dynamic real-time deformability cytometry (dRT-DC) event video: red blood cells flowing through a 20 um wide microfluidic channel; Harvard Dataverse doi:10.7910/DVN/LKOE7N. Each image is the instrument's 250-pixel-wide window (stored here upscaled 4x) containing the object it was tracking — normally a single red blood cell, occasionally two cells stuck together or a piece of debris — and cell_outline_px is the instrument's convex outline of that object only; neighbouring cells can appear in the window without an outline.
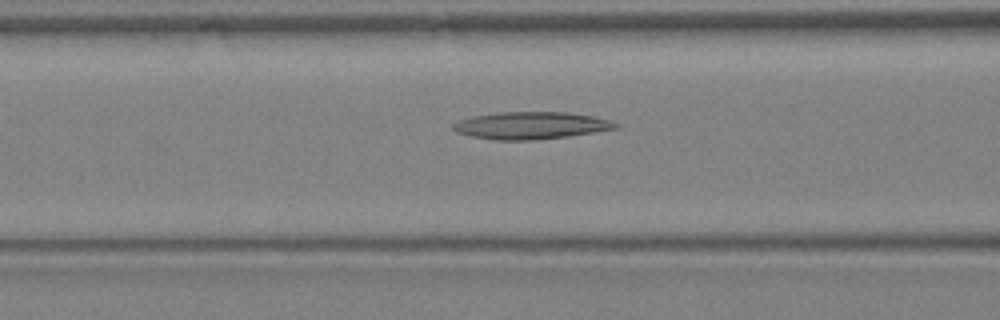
{"species": "Egyptian fruit bat (a non-hibernating species)", "species_latin": "Rousettus aegyptiacus", "temperature_condition": "warm", "stored_images_in_passage": 30, "camera_frame_rate_fps": 3000, "um_per_image_px": 0.085, "animal": {"sex": "female"}, "frame": {"image": 1, "passage_image": 10, "time_ms": 3.0, "image_size_px": [1000, 320], "cell_outline_px": [[620, 124], [616, 128], [568, 136], [536, 140], [496, 140], [472, 136], [456, 132], [452, 128], [452, 124], [460, 120], [472, 116], [500, 112], [568, 112], [592, 116], [608, 120]], "centroid_in_image_um": [45.09, 10.66], "position_along_channel_um": 121.5, "area_um2": 25.61}}
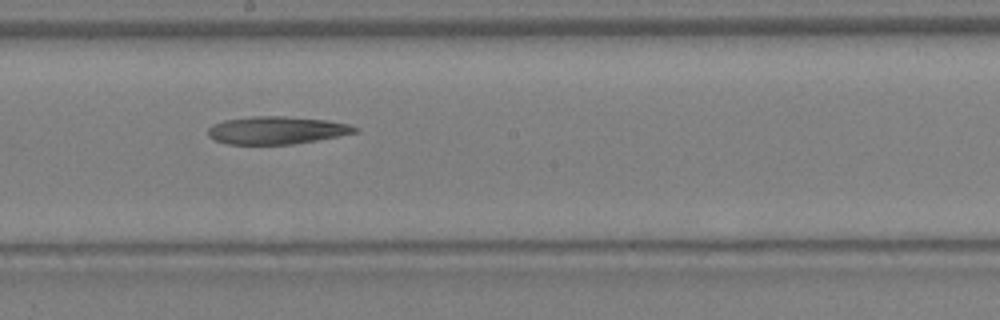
{"frame": {"image": 2, "passage_image": 15, "time_ms": 4.667, "image_size_px": [1000, 320], "cell_outline_px": [[360, 128], [356, 132], [316, 140], [292, 144], [228, 144], [216, 140], [208, 136], [208, 128], [212, 124], [224, 120], [252, 116], [288, 116], [328, 120], [348, 124]], "centroid_in_image_um": [23.49, 11.06], "position_along_channel_um": 224.7, "area_um2": 23.64}}
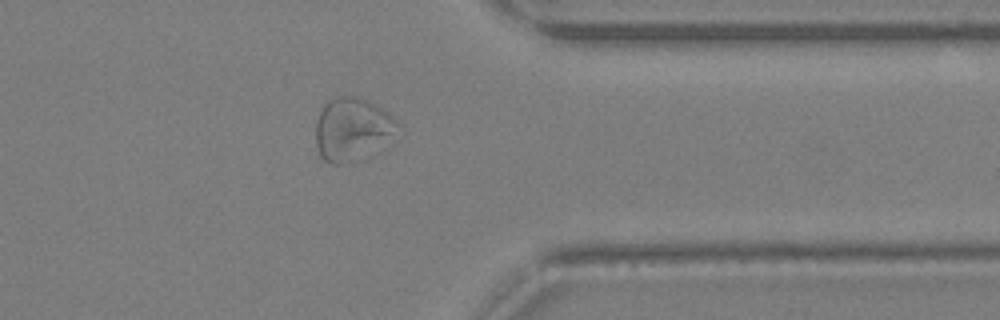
{"frame": {"image": 3, "passage_image": 23, "time_ms": 7.333, "image_size_px": [1000, 320], "cell_outline_px": [[404, 132], [344, 164], [332, 164], [324, 160], [320, 156], [316, 144], [316, 120], [324, 104], [328, 100], [336, 96], [356, 96], [388, 112], [400, 124]], "centroid_in_image_um": [29.95, 10.95], "position_along_channel_um": 381.5, "area_um2": 29.71}}